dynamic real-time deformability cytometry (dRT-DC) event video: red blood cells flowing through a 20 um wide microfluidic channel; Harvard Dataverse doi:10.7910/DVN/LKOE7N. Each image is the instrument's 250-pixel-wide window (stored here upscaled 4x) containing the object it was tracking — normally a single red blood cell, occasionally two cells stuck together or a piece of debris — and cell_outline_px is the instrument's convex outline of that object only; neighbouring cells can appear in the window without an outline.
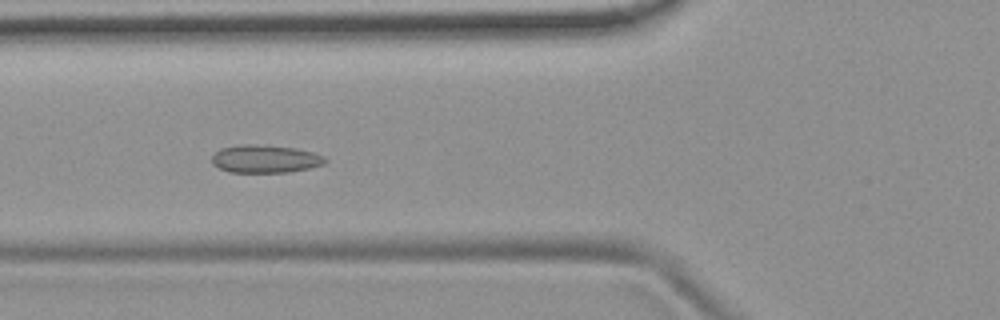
{"species": "common noctule bat (a hibernating species)", "species_latin": "Nyctalus noctula", "temperature_condition": "room temperature", "stored_images_in_passage": 55, "camera_frame_rate_fps": 3000, "um_per_image_px": 0.085, "animal": {"sex": "female", "body_mass_g": 19.9}, "frame": {"image": 1, "passage_image": 21, "time_ms": 6.667, "image_size_px": [1000, 320], "cell_outline_px": [[328, 160], [324, 164], [308, 168], [288, 172], [228, 172], [212, 164], [212, 156], [220, 148], [240, 144], [256, 144], [296, 148], [312, 152], [324, 156]], "centroid_in_image_um": [22.53, 13.5], "position_along_channel_um": 103.3, "area_um2": 18.44}}
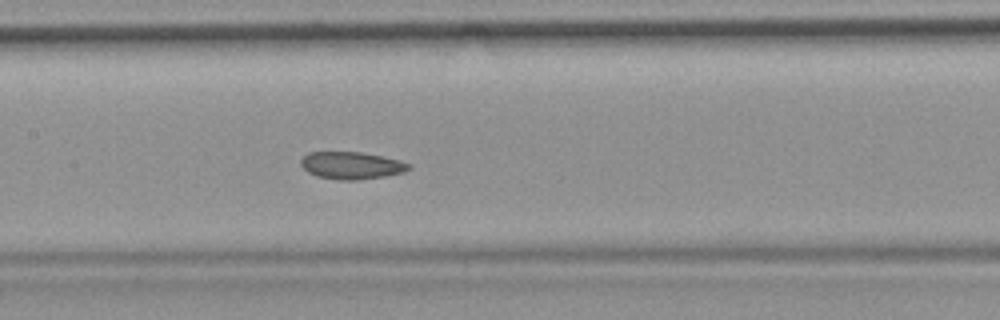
{"frame": {"image": 2, "passage_image": 27, "time_ms": 8.667, "image_size_px": [1000, 320], "cell_outline_px": [[412, 168], [404, 172], [384, 176], [356, 180], [336, 180], [316, 176], [308, 172], [300, 164], [300, 160], [308, 152], [360, 152], [384, 156], [400, 160], [412, 164]], "centroid_in_image_um": [29.9, 14.06], "position_along_channel_um": 177.5, "area_um2": 17.34}}
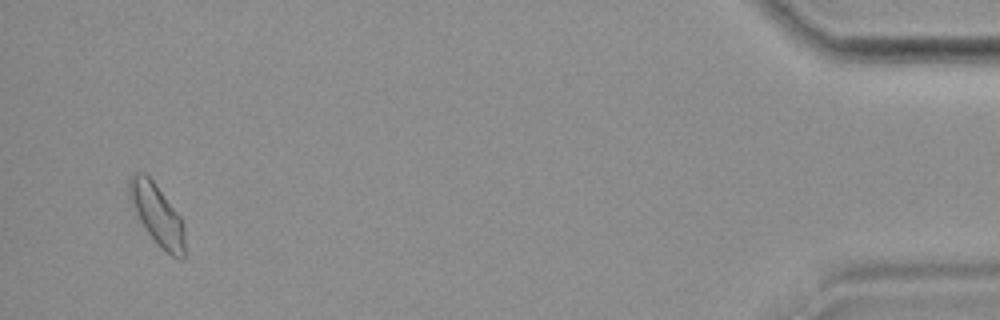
{"frame": {"image": 3, "passage_image": 53, "time_ms": 17.333, "image_size_px": [1000, 320], "cell_outline_px": [[184, 256], [172, 256], [160, 248], [156, 244], [144, 228], [128, 196], [128, 176], [136, 172], [144, 172], [156, 184], [180, 216], [184, 228]], "centroid_in_image_um": [13.32, 18.2], "position_along_channel_um": 421.9, "area_um2": 19.59}, "authors_computed_cell_mechanics": {"area_um2": 18.4382, "velocity_mm_per_s": 3.7086, "shape_relaxation_time_tau1_ms": null, "shape_relaxation_time_tau2_ms": 2.8428, "deformation_change_tau1": null, "deformation_change_tau2": 0.0638}}